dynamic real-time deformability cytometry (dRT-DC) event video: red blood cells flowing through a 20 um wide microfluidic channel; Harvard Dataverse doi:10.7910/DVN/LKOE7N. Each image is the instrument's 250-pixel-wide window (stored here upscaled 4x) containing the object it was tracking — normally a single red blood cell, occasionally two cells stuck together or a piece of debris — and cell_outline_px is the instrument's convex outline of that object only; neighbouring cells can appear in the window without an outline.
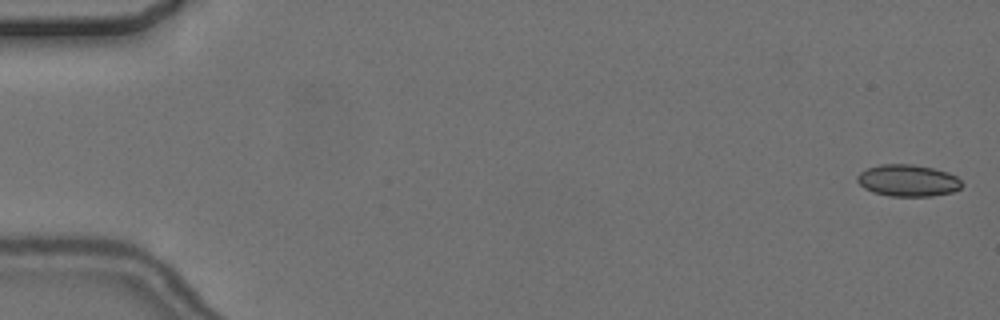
{"species": "common noctule bat (a hibernating species)", "species_latin": "Nyctalus noctula", "temperature_condition": "cold", "stored_images_in_passage": 6, "camera_frame_rate_fps": 3000, "um_per_image_px": 0.085, "animal": {"sex": "female", "body_mass_g": 24.6, "forearm_length_mm": 56.2}, "frame": {"image": 1, "passage_image": 1, "time_ms": 0.0, "image_size_px": [1000, 320], "cell_outline_px": [[964, 184], [960, 188], [952, 192], [932, 196], [892, 196], [872, 192], [864, 188], [856, 180], [856, 176], [860, 172], [868, 168], [880, 164], [912, 164], [932, 168], [948, 172], [956, 176]], "centroid_in_image_um": [77.17, 15.34], "position_along_channel_um": 7.8, "area_um2": 19.42}}
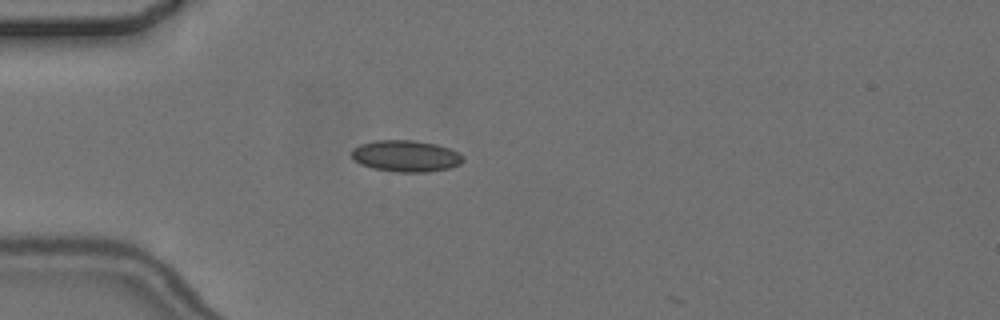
{"frame": {"image": 2, "passage_image": 5, "time_ms": 5.0, "image_size_px": [1000, 320], "cell_outline_px": [[464, 160], [460, 164], [448, 168], [428, 172], [396, 172], [372, 168], [360, 164], [352, 156], [352, 148], [360, 144], [376, 140], [416, 140], [436, 144], [460, 152], [464, 156]], "centroid_in_image_um": [34.52, 13.26], "position_along_channel_um": 50.5, "area_um2": 20.58}}